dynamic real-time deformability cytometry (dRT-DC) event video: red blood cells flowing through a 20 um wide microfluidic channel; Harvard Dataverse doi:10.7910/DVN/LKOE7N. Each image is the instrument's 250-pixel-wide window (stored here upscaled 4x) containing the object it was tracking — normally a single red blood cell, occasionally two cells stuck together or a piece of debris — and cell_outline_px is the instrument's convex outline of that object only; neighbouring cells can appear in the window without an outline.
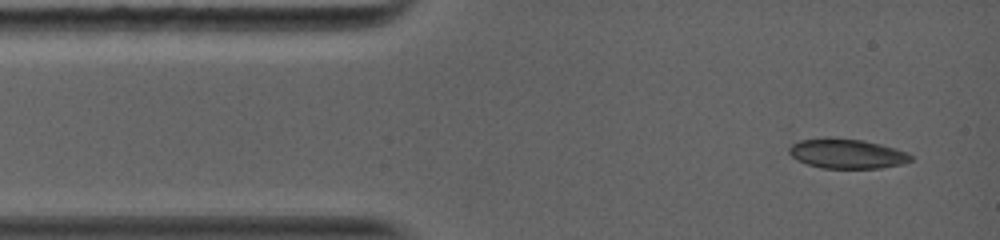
{"species": "common noctule bat (a hibernating species)", "species_latin": "Nyctalus noctula", "temperature_condition": "warm", "stored_images_in_passage": 13, "camera_frame_rate_fps": 5000, "um_per_image_px": 0.085, "animal": {"sex": "female", "body_mass_g": 19.0, "forearm_length_mm": 56.7}, "frame": {"image": 1, "passage_image": 1, "time_ms": 0.0, "image_size_px": [1000, 240], "cell_outline_px": [[912, 160], [904, 164], [880, 168], [820, 168], [796, 160], [788, 152], [788, 148], [792, 144], [800, 140], [824, 136], [864, 140], [896, 148], [908, 152], [912, 156]], "centroid_in_image_um": [71.98, 13.05], "position_along_channel_um": 13.0, "area_um2": 21.44}}
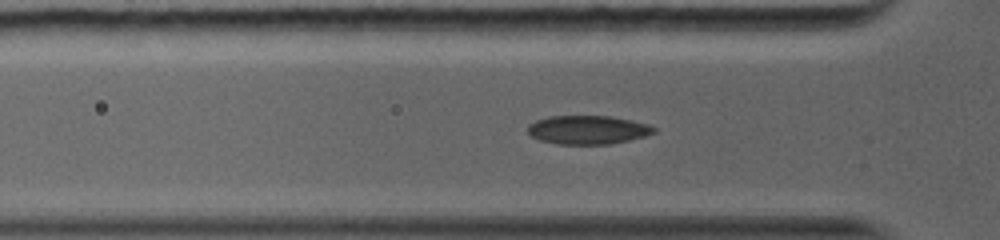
{"frame": {"image": 2, "passage_image": 8, "time_ms": 2.8, "image_size_px": [1000, 240], "cell_outline_px": [[656, 132], [644, 136], [612, 144], [556, 144], [540, 140], [532, 136], [528, 132], [528, 124], [536, 120], [548, 116], [608, 116], [632, 120], [648, 124], [656, 128]], "centroid_in_image_um": [49.96, 11.03], "position_along_channel_um": 75.8, "area_um2": 21.1}}
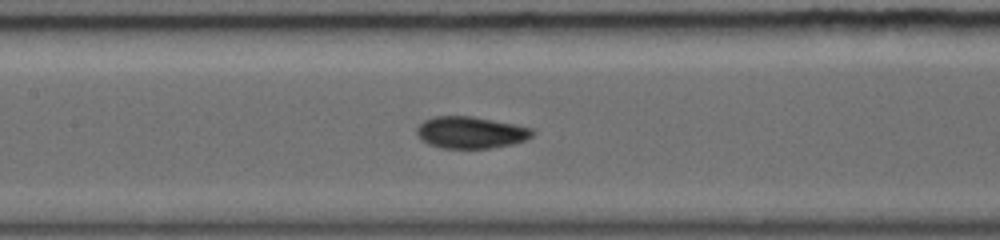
{"frame": {"image": 3, "passage_image": 13, "time_ms": 5.0, "image_size_px": [1000, 240], "cell_outline_px": [[532, 136], [524, 140], [512, 144], [492, 148], [440, 148], [428, 144], [420, 140], [416, 132], [416, 128], [424, 120], [432, 116], [472, 116], [516, 124], [532, 128]], "centroid_in_image_um": [39.97, 11.26], "position_along_channel_um": 167.4, "area_um2": 21.56}}